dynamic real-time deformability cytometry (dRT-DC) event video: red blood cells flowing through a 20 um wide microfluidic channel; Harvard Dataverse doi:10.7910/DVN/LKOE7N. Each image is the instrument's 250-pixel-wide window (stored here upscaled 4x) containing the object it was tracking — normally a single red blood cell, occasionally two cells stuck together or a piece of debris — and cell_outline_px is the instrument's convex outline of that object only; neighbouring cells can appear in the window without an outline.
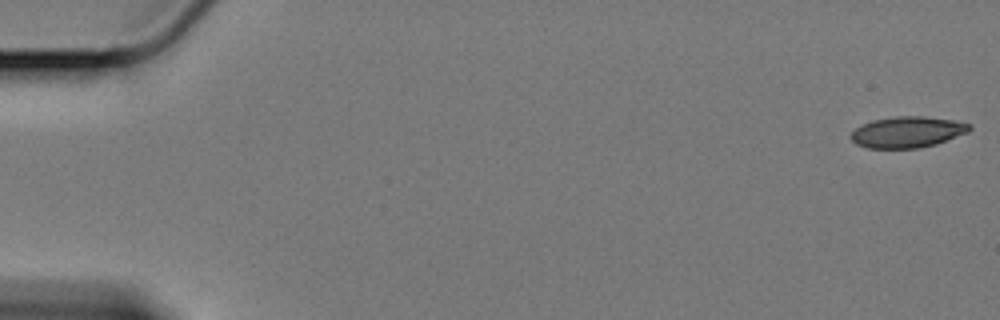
{"species": "Egyptian fruit bat (a non-hibernating species)", "species_latin": "Rousettus aegyptiacus", "temperature_condition": "cold", "stored_images_in_passage": 17, "camera_frame_rate_fps": 3000, "um_per_image_px": 0.085, "animal": {"sex": "female"}, "frame": {"image": 1, "passage_image": 1, "time_ms": 0.0, "image_size_px": [1000, 320], "cell_outline_px": [[972, 128], [968, 132], [936, 144], [916, 148], [868, 148], [856, 144], [848, 136], [860, 124], [872, 120], [896, 116], [924, 116], [952, 120], [972, 124]], "centroid_in_image_um": [77.1, 11.22], "position_along_channel_um": 7.9, "area_um2": 21.56}}
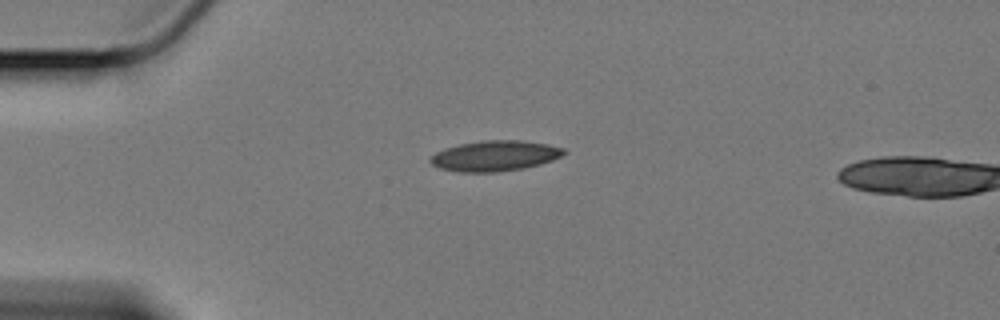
{"frame": {"image": 2, "passage_image": 15, "time_ms": 4.667, "image_size_px": [1000, 320], "cell_outline_px": [[568, 152], [552, 160], [540, 164], [524, 168], [496, 172], [460, 172], [440, 168], [432, 164], [428, 160], [428, 156], [444, 148], [460, 144], [484, 140], [520, 140], [548, 144], [564, 148]], "centroid_in_image_um": [42.05, 13.24], "position_along_channel_um": 43.0, "area_um2": 23.81}}